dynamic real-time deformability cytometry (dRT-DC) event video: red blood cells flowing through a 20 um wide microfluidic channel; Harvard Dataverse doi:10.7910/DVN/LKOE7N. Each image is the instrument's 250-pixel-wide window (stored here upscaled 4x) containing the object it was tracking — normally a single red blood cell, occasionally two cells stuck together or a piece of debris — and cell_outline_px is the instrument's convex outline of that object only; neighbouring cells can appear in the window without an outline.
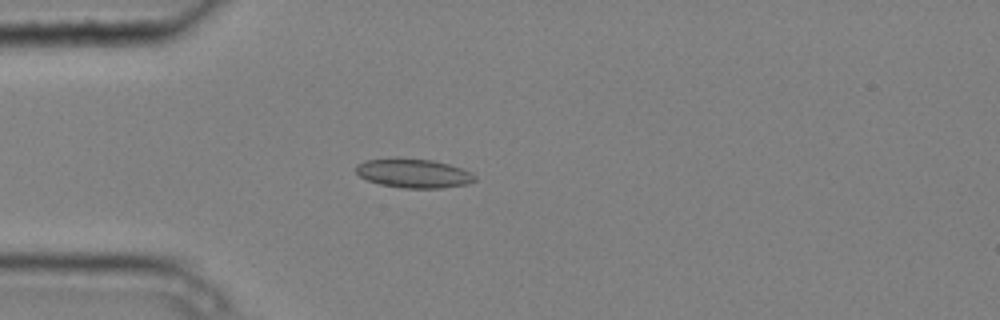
{"species": "common noctule bat (a hibernating species)", "species_latin": "Nyctalus noctula", "temperature_condition": "cold", "stored_images_in_passage": 5, "camera_frame_rate_fps": 3000, "um_per_image_px": 0.085, "animal": {"sex": "male", "body_mass_g": 20.4}, "frame": {"image": 1, "passage_image": 4, "time_ms": 1.0, "image_size_px": [1000, 320], "cell_outline_px": [[476, 180], [468, 184], [440, 188], [400, 188], [380, 184], [368, 180], [360, 176], [356, 172], [356, 164], [368, 160], [396, 156], [432, 160], [464, 168], [472, 172], [476, 176]], "centroid_in_image_um": [35.17, 14.71], "position_along_channel_um": 49.8, "area_um2": 20.58}}